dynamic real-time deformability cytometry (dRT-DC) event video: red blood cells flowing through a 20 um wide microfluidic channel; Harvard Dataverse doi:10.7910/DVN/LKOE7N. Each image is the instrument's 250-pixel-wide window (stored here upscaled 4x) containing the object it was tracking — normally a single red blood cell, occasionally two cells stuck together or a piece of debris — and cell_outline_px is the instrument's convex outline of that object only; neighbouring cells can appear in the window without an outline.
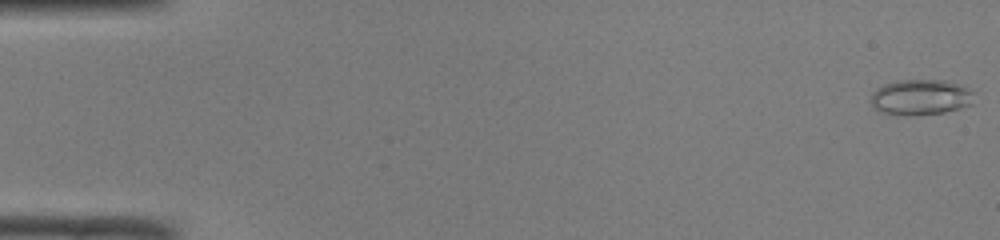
{"species": "common noctule bat (a hibernating species)", "species_latin": "Nyctalus noctula", "temperature_condition": "room temperature", "stored_images_in_passage": 50, "camera_frame_rate_fps": 3000, "um_per_image_px": 0.085, "animal": {"sex": "male", "body_mass_g": 19.0, "forearm_length_mm": 50.8}, "frame": {"image": 1, "passage_image": 1, "time_ms": 0.0, "image_size_px": [1000, 240], "cell_outline_px": [[972, 104], [960, 108], [944, 112], [916, 116], [908, 116], [884, 112], [876, 108], [872, 104], [872, 92], [876, 88], [884, 84], [896, 80], [944, 80], [968, 88], [972, 92]], "centroid_in_image_um": [78.24, 8.26], "position_along_channel_um": 6.8, "area_um2": 21.27}}
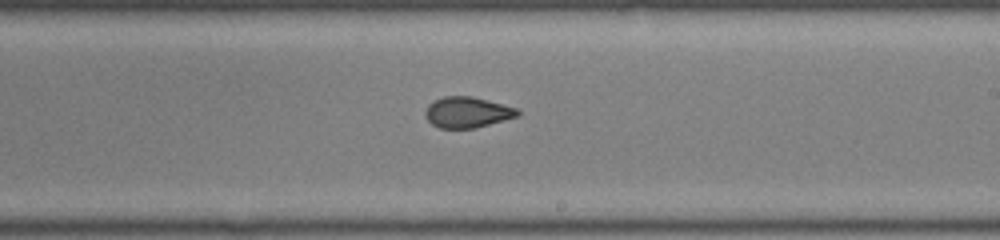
{"frame": {"image": 2, "passage_image": 30, "time_ms": 9.667, "image_size_px": [1000, 240], "cell_outline_px": [[520, 116], [476, 128], [440, 128], [432, 124], [424, 116], [424, 112], [428, 104], [444, 96], [472, 96], [516, 108], [520, 112]], "centroid_in_image_um": [39.71, 9.55], "position_along_channel_um": 249.3, "area_um2": 16.59}}
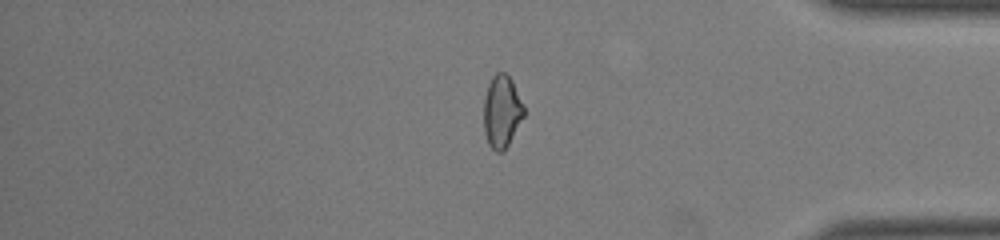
{"frame": {"image": 3, "passage_image": 42, "time_ms": 13.667, "image_size_px": [1000, 240], "cell_outline_px": [[524, 116], [508, 144], [500, 152], [496, 152], [488, 144], [484, 132], [484, 96], [488, 84], [492, 76], [496, 72], [504, 72], [512, 80], [524, 104]], "centroid_in_image_um": [42.65, 9.44], "position_along_channel_um": 392.6, "area_um2": 16.94}, "authors_computed_cell_mechanics": {"area_um2": 17.5712, "velocity_mm_per_s": 4.1328, "shape_relaxation_time_tau1_ms": null, "shape_relaxation_time_tau2_ms": 1.2062, "deformation_change_tau1": null, "deformation_change_tau2": 0.0508}}